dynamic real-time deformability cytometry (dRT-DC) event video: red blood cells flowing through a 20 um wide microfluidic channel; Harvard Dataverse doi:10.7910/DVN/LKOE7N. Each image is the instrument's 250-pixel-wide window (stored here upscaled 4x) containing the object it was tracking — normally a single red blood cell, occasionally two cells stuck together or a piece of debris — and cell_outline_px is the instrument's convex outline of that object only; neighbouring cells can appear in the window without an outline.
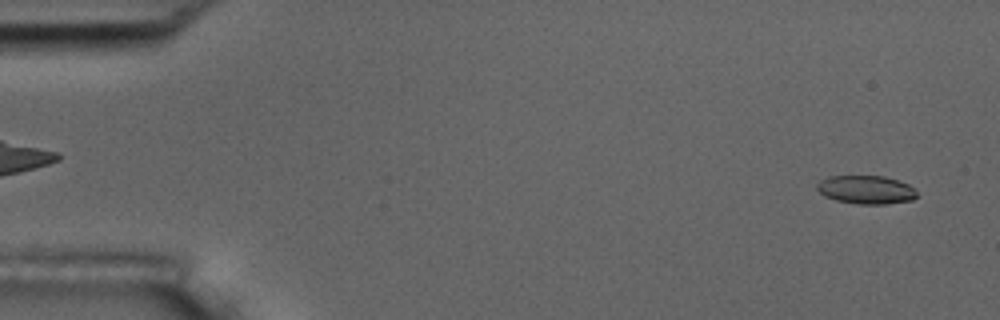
{"species": "common noctule bat (a hibernating species)", "species_latin": "Nyctalus noctula", "temperature_condition": "room temperature", "stored_images_in_passage": 5, "camera_frame_rate_fps": 3000, "um_per_image_px": 0.085, "animal": {"sex": "male", "body_mass_g": 17.5, "forearm_length_mm": 52.3}, "frame": {"image": 1, "passage_image": 1, "time_ms": 0.0, "image_size_px": [1000, 320], "cell_outline_px": [[916, 196], [912, 200], [888, 204], [856, 204], [836, 200], [824, 196], [816, 188], [816, 184], [820, 180], [828, 176], [884, 176], [908, 184], [916, 192]], "centroid_in_image_um": [73.58, 16.13], "position_along_channel_um": 11.4, "area_um2": 16.53}}
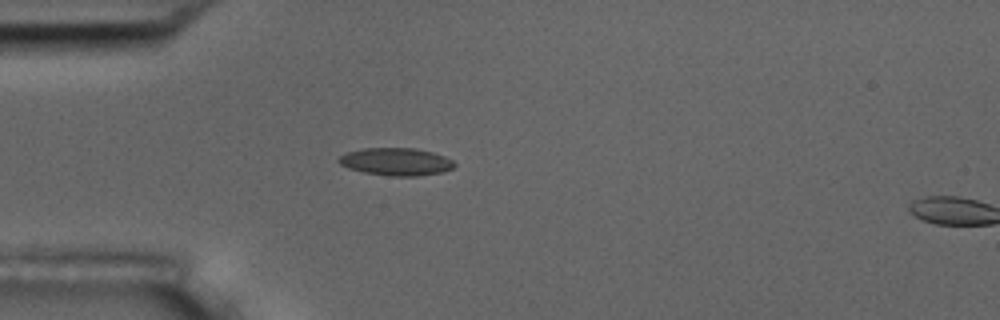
{"frame": {"image": 2, "passage_image": 4, "time_ms": 1.0, "image_size_px": [1000, 320], "cell_outline_px": [[456, 164], [452, 168], [444, 172], [416, 176], [392, 176], [364, 172], [348, 168], [340, 164], [336, 160], [340, 156], [348, 152], [364, 148], [416, 148], [432, 152], [444, 156], [452, 160]], "centroid_in_image_um": [33.67, 13.74], "position_along_channel_um": 51.3, "area_um2": 18.55}}